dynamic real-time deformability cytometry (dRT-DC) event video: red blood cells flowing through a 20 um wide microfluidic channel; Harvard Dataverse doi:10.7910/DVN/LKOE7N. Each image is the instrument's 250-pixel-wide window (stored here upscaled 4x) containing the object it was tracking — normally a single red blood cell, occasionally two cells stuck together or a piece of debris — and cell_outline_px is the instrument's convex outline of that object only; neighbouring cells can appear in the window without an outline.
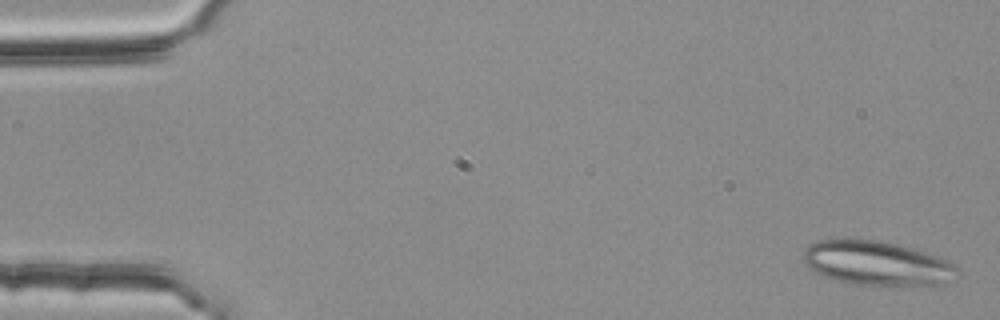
{"species": "common noctule bat (a hibernating species)", "species_latin": "Nyctalus noctula", "temperature_condition": "room temperature", "stored_images_in_passage": 52, "segment_of_instrument_passage": [1, 2], "camera_frame_rate_fps": 3000, "um_per_image_px": 0.085, "animal": {"sex": "female", "body_mass_g": 25.1}, "frame": {"image": 1, "passage_image": 2, "time_ms": 0.333, "image_size_px": [1000, 320], "cell_outline_px": [[956, 268], [944, 284], [908, 288], [852, 284], [832, 280], [808, 268], [804, 264], [800, 256], [812, 244], [820, 240], [876, 240], [896, 244], [912, 248], [924, 252], [944, 260], [952, 264]], "centroid_in_image_um": [74.46, 22.43], "position_along_channel_um": 10.5, "area_um2": 39.82}}